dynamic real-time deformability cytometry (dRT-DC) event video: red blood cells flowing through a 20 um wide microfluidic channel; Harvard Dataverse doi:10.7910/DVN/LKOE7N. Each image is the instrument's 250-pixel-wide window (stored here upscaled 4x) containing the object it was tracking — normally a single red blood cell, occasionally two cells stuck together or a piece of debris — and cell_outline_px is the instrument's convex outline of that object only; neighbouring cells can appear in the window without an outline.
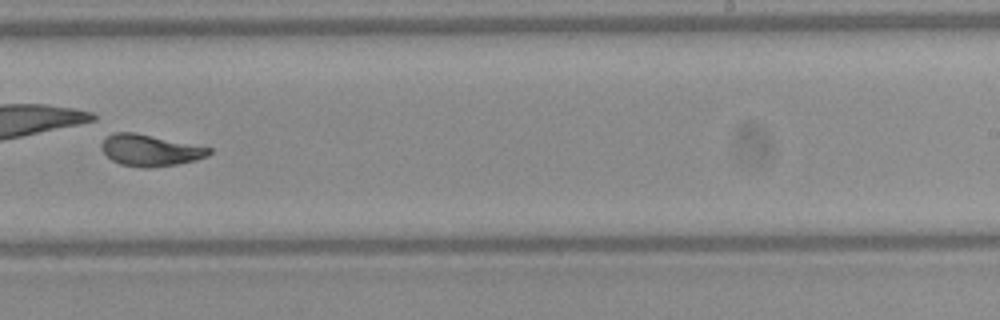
{"species": "Egyptian fruit bat (a non-hibernating species)", "species_latin": "Rousettus aegyptiacus", "temperature_condition": "warm", "stored_images_in_passage": 37, "camera_frame_rate_fps": 3000, "um_per_image_px": 0.085, "frame": {"image": 1, "passage_image": 32, "time_ms": 10.333, "image_size_px": [1000, 320], "cell_outline_px": [[212, 152], [208, 156], [196, 160], [176, 164], [152, 168], [144, 168], [120, 164], [112, 160], [100, 148], [100, 144], [104, 136], [112, 132], [136, 132], [212, 148]], "centroid_in_image_um": [12.73, 12.76], "position_along_channel_um": 276.3, "area_um2": 20.0}}